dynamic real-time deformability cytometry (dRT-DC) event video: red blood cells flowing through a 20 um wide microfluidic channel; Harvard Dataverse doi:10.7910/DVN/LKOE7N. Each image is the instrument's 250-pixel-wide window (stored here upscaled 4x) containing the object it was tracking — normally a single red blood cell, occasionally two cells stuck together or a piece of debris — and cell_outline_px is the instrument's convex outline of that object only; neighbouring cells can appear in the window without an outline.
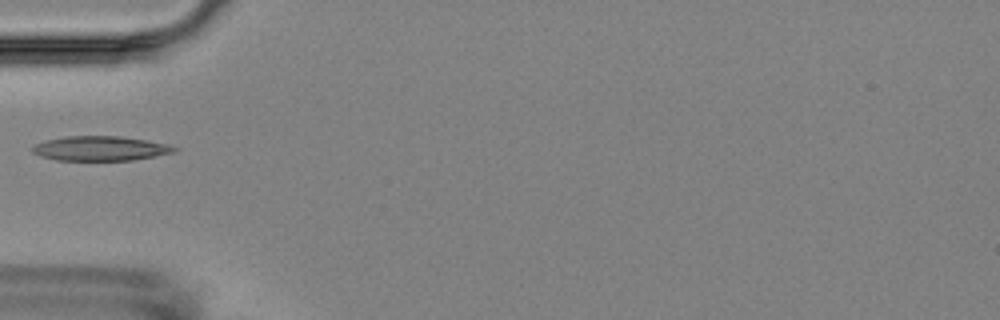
{"species": "Egyptian fruit bat (a non-hibernating species)", "species_latin": "Rousettus aegyptiacus", "temperature_condition": "room temperature", "stored_images_in_passage": 5, "camera_frame_rate_fps": 3000, "um_per_image_px": 0.085, "animal": {"sex": "female"}, "frame": {"image": 1, "passage_image": 4, "time_ms": 4.667, "image_size_px": [1000, 320], "cell_outline_px": [[180, 148], [176, 152], [132, 160], [56, 160], [40, 156], [32, 152], [32, 148], [36, 144], [44, 140], [64, 136], [120, 136], [168, 144]], "centroid_in_image_um": [8.53, 12.61], "position_along_channel_um": 76.5, "area_um2": 20.35}}